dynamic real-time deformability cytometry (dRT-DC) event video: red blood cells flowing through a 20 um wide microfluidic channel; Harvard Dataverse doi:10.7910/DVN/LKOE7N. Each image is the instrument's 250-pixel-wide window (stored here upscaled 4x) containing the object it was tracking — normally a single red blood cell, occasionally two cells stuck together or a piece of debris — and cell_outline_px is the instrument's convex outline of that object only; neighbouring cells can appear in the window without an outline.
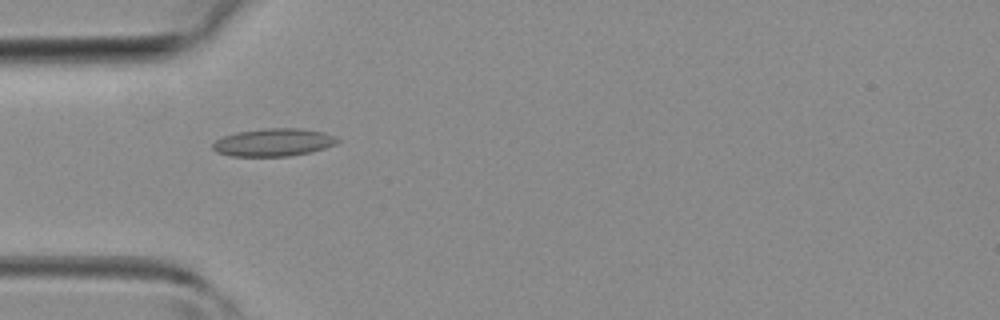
{"species": "common noctule bat (a hibernating species)", "species_latin": "Nyctalus noctula", "temperature_condition": "room temperature", "stored_images_in_passage": 37, "camera_frame_rate_fps": 3000, "um_per_image_px": 0.085, "animal": {"sex": "female", "body_mass_g": 19.3, "forearm_length_mm": 54.1}, "frame": {"image": 1, "passage_image": 7, "time_ms": 2.0, "image_size_px": [1000, 320], "cell_outline_px": [[340, 140], [336, 144], [312, 152], [288, 156], [232, 156], [216, 152], [212, 148], [212, 144], [216, 140], [224, 136], [236, 132], [264, 128], [300, 128], [324, 132]], "centroid_in_image_um": [23.24, 12.1], "position_along_channel_um": 61.8, "area_um2": 20.17}}
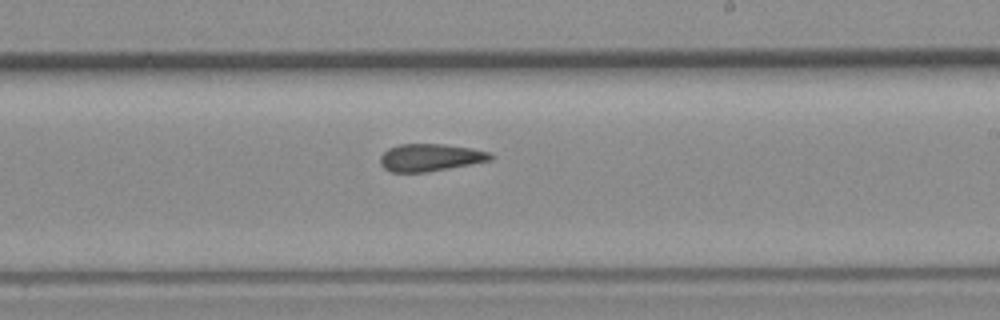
{"frame": {"image": 2, "passage_image": 19, "time_ms": 6.0, "image_size_px": [1000, 320], "cell_outline_px": [[492, 160], [428, 172], [388, 172], [380, 164], [380, 156], [388, 148], [400, 144], [444, 144], [472, 148], [488, 152], [492, 156]], "centroid_in_image_um": [36.53, 13.39], "position_along_channel_um": 252.5, "area_um2": 17.63}}
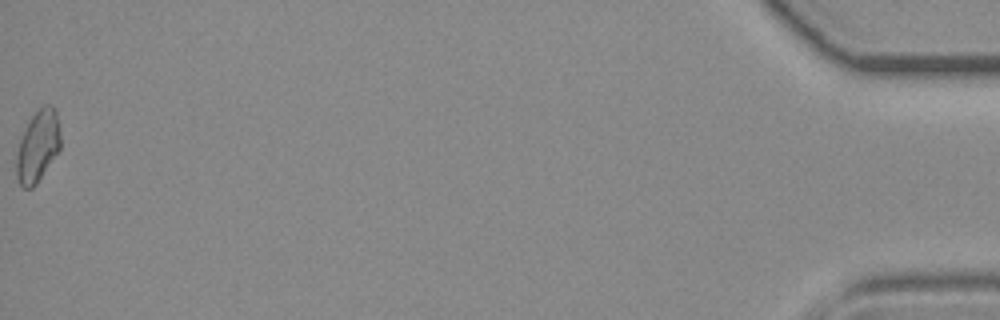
{"frame": {"image": 3, "passage_image": 37, "time_ms": 12.0, "image_size_px": [1000, 320], "cell_outline_px": [[60, 148], [36, 184], [32, 188], [24, 188], [16, 180], [16, 152], [20, 140], [32, 116], [44, 104], [52, 104], [56, 112], [60, 136]], "centroid_in_image_um": [3.2, 12.44], "position_along_channel_um": 432.0, "area_um2": 18.09}}